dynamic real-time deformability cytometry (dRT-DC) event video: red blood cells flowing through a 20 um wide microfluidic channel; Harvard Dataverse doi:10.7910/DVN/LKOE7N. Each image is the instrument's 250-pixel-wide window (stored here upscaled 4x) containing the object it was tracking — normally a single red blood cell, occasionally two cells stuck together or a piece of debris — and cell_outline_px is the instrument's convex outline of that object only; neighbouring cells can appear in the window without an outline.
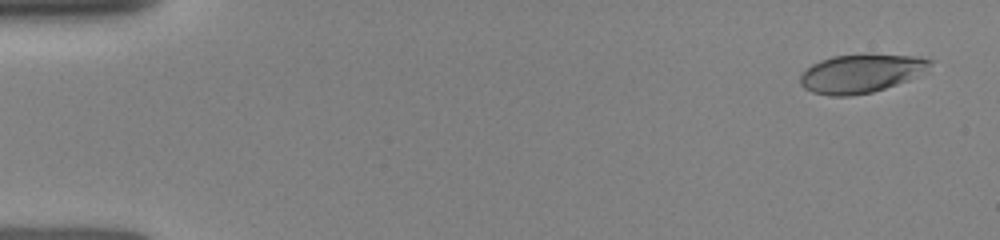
{"species": "human", "species_latin": "Homo sapiens", "temperature_condition": "room temperature", "stored_images_in_passage": 8, "camera_frame_rate_fps": 3000, "um_per_image_px": 0.085, "donor": {"sex": "female"}, "frame": {"image": 1, "passage_image": 1, "time_ms": 0.0, "image_size_px": [1000, 240], "cell_outline_px": [[932, 60], [924, 68], [908, 80], [872, 92], [848, 96], [828, 96], [812, 92], [804, 88], [800, 84], [800, 76], [812, 64], [820, 60], [832, 56], [868, 52], [872, 52], [920, 56]], "centroid_in_image_um": [73.13, 6.2], "position_along_channel_um": 11.9, "area_um2": 29.36}}
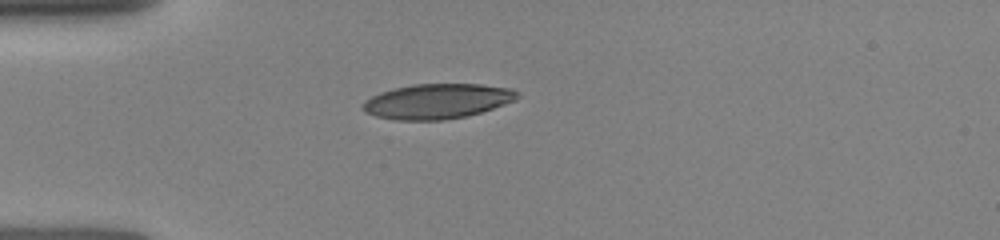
{"frame": {"image": 2, "passage_image": 6, "time_ms": 3.667, "image_size_px": [1000, 240], "cell_outline_px": [[520, 96], [516, 100], [468, 116], [444, 120], [396, 120], [376, 116], [364, 112], [360, 108], [360, 104], [364, 100], [380, 92], [412, 84], [480, 84], [512, 88], [520, 92]], "centroid_in_image_um": [37.15, 8.6], "position_along_channel_um": 47.8, "area_um2": 31.73}}
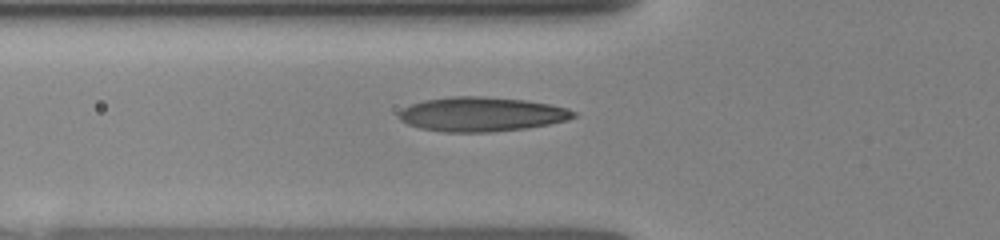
{"frame": {"image": 3, "passage_image": 8, "time_ms": 5.0, "image_size_px": [1000, 240], "cell_outline_px": [[580, 116], [568, 120], [528, 128], [492, 132], [444, 132], [420, 128], [408, 124], [400, 120], [396, 116], [404, 108], [412, 104], [424, 100], [452, 96], [484, 96], [524, 100], [548, 104], [568, 108], [576, 112]], "centroid_in_image_um": [40.96, 9.71], "position_along_channel_um": 84.8, "area_um2": 35.14}}